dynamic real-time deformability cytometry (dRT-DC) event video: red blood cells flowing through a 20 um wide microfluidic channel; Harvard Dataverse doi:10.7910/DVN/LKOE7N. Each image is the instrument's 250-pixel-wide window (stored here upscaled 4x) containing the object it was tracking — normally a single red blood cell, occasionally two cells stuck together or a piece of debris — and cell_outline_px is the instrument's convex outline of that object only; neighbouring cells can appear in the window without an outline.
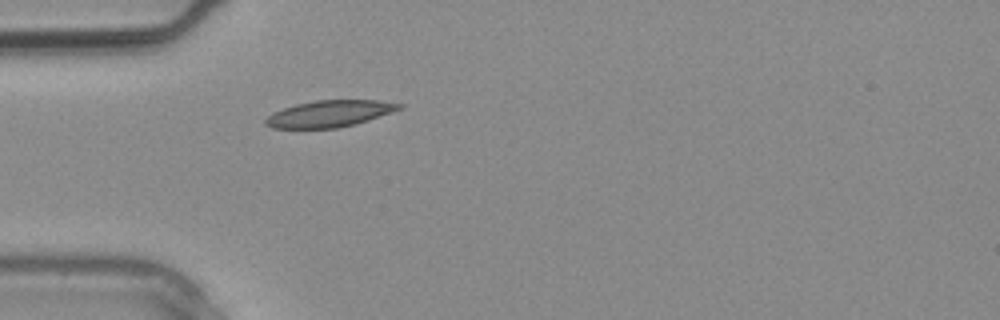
{"species": "common noctule bat (a hibernating species)", "species_latin": "Nyctalus noctula", "temperature_condition": "warm", "stored_images_in_passage": 3, "camera_frame_rate_fps": 3000, "um_per_image_px": 0.085, "animal": {"sex": "male", "body_mass_g": 20.4}, "frame": {"image": 1, "passage_image": 3, "time_ms": 0.667, "image_size_px": [1000, 320], "cell_outline_px": [[404, 108], [356, 124], [336, 128], [272, 128], [264, 124], [264, 120], [272, 112], [296, 104], [316, 100], [376, 100], [404, 104]], "centroid_in_image_um": [28.01, 9.66], "position_along_channel_um": 57.0, "area_um2": 20.75}}